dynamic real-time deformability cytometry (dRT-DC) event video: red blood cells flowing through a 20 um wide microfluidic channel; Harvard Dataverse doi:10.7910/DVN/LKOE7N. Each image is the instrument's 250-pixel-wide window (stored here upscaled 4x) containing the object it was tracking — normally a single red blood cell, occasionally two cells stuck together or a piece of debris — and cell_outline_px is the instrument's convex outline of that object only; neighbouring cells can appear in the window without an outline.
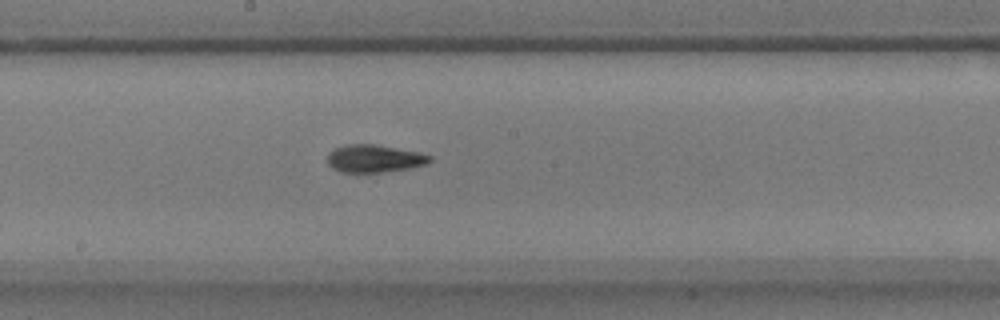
{"species": "common noctule bat (a hibernating species)", "species_latin": "Nyctalus noctula", "temperature_condition": "warm", "stored_images_in_passage": 38, "camera_frame_rate_fps": 3000, "um_per_image_px": 0.085, "animal": {"sex": "male", "body_mass_g": 17.9}, "frame": {"image": 1, "passage_image": 13, "time_ms": 4.0, "image_size_px": [1000, 320], "cell_outline_px": [[432, 160], [428, 164], [412, 168], [384, 172], [340, 172], [332, 168], [328, 164], [328, 156], [336, 148], [348, 144], [372, 144], [420, 152], [432, 156]], "centroid_in_image_um": [31.88, 13.49], "position_along_channel_um": 216.3, "area_um2": 16.47}}
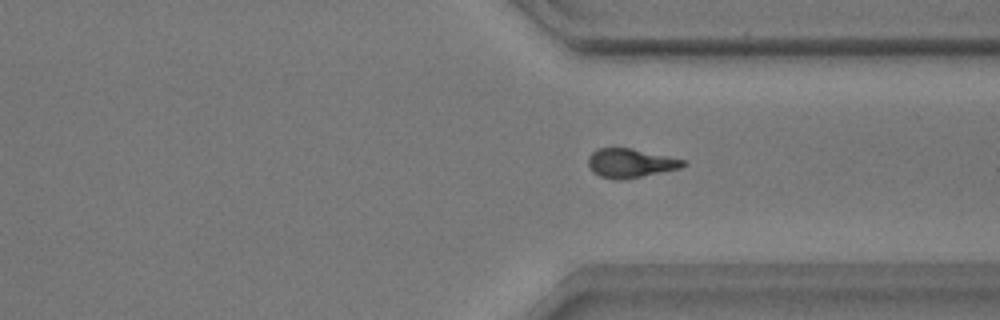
{"frame": {"image": 2, "passage_image": 25, "time_ms": 8.0, "image_size_px": [1000, 320], "cell_outline_px": [[688, 164], [680, 168], [620, 180], [616, 180], [600, 176], [592, 172], [588, 164], [588, 156], [592, 152], [600, 148], [632, 148], [668, 156], [684, 160]], "centroid_in_image_um": [53.56, 13.86], "position_along_channel_um": 357.8, "area_um2": 15.9}}
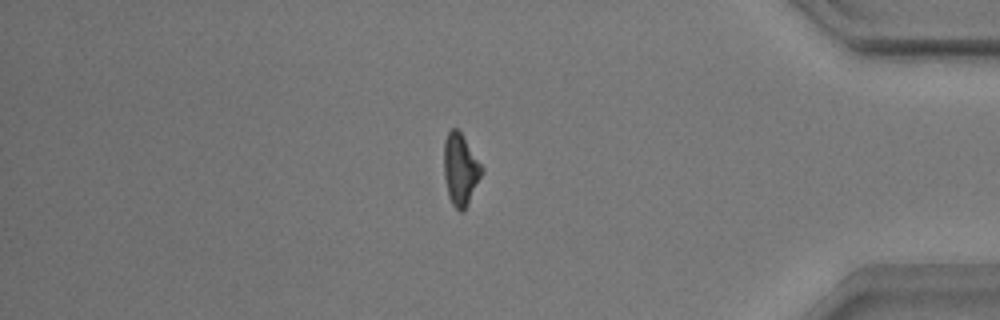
{"frame": {"image": 3, "passage_image": 31, "time_ms": 10.0, "image_size_px": [1000, 320], "cell_outline_px": [[484, 172], [464, 212], [460, 212], [452, 204], [448, 196], [444, 176], [444, 140], [448, 132], [452, 128], [456, 128], [460, 132], [484, 168]], "centroid_in_image_um": [39.14, 14.43], "position_along_channel_um": 396.1, "area_um2": 15.9}}